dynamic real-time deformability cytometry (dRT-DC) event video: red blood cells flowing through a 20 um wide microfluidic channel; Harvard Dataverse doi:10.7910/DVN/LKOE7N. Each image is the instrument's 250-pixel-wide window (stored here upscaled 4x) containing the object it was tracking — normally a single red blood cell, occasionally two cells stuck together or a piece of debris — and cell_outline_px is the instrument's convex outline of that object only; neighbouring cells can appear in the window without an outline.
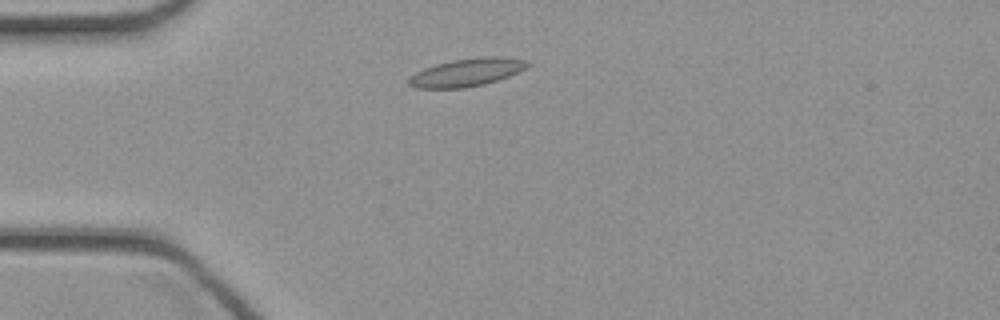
{"species": "common noctule bat (a hibernating species)", "species_latin": "Nyctalus noctula", "temperature_condition": "cold", "stored_images_in_passage": 40, "camera_frame_rate_fps": 3000, "um_per_image_px": 0.085, "animal": {"sex": "female", "body_mass_g": 21.9}, "frame": {"image": 1, "passage_image": 6, "time_ms": 1.667, "image_size_px": [1000, 320], "cell_outline_px": [[532, 64], [508, 76], [484, 84], [464, 88], [416, 88], [408, 84], [408, 80], [416, 72], [424, 68], [436, 64], [452, 60], [480, 56], [504, 56], [528, 60]], "centroid_in_image_um": [39.7, 6.13], "position_along_channel_um": 45.3, "area_um2": 19.31}}
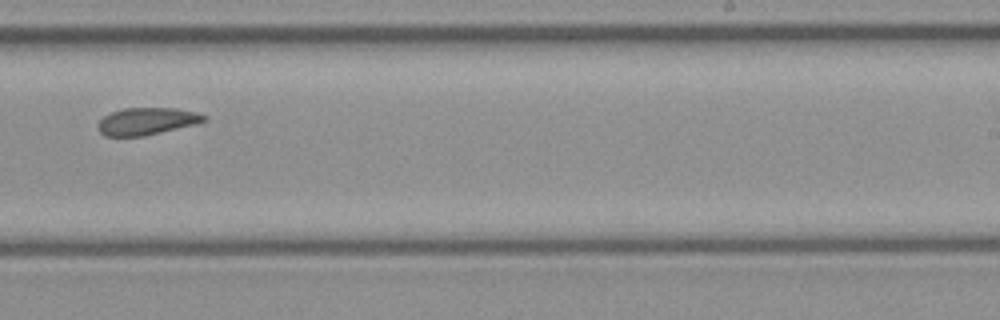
{"frame": {"image": 2, "passage_image": 23, "time_ms": 7.333, "image_size_px": [1000, 320], "cell_outline_px": [[208, 120], [196, 124], [144, 136], [104, 136], [96, 128], [96, 124], [104, 116], [112, 112], [124, 108], [172, 108], [196, 112], [208, 116]], "centroid_in_image_um": [12.47, 10.31], "position_along_channel_um": 276.5, "area_um2": 16.88}}
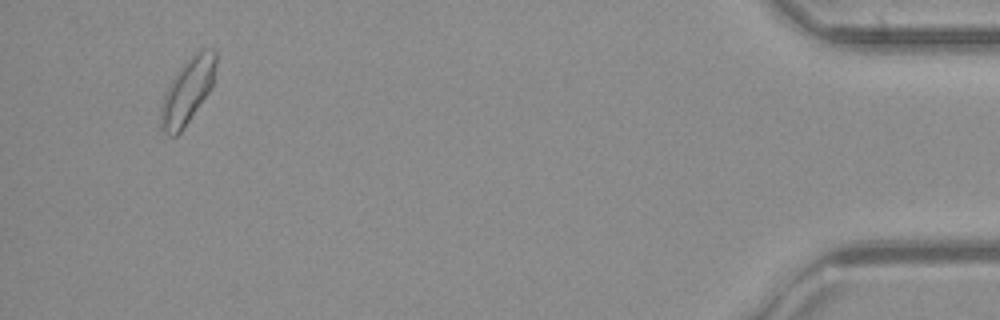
{"frame": {"image": 3, "passage_image": 38, "time_ms": 12.333, "image_size_px": [1000, 320], "cell_outline_px": [[216, 68], [212, 88], [180, 132], [176, 136], [172, 136], [160, 132], [160, 108], [164, 96], [176, 72], [200, 48], [212, 48], [216, 52]], "centroid_in_image_um": [15.95, 7.74], "position_along_channel_um": 419.3, "area_um2": 20.87}}